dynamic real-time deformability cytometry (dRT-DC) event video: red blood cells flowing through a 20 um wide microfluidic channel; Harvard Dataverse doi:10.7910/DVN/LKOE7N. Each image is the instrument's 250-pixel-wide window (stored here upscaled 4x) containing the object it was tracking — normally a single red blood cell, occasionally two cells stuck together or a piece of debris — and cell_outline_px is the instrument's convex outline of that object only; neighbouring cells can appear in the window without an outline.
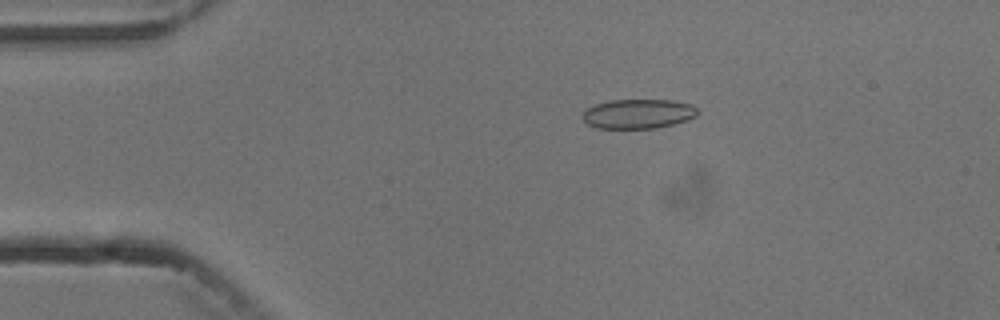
{"species": "common noctule bat (a hibernating species)", "species_latin": "Nyctalus noctula", "temperature_condition": "cold", "stored_images_in_passage": 8, "camera_frame_rate_fps": 3000, "um_per_image_px": 0.085, "animal": {"sex": "male", "body_mass_g": 13.3}, "frame": {"image": 1, "passage_image": 3, "time_ms": 3.333, "image_size_px": [1000, 320], "cell_outline_px": [[700, 112], [696, 116], [688, 120], [656, 128], [596, 128], [588, 124], [584, 120], [584, 112], [588, 108], [596, 104], [612, 100], [672, 100], [692, 104]], "centroid_in_image_um": [54.3, 9.67], "position_along_channel_um": 30.7, "area_um2": 19.65}}
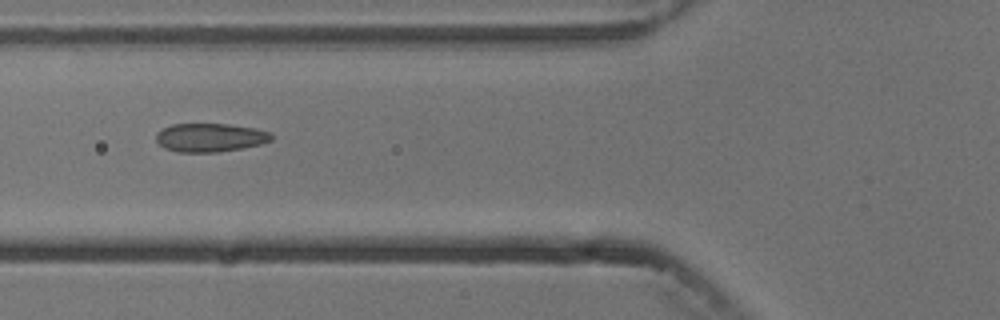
{"frame": {"image": 2, "passage_image": 6, "time_ms": 6.667, "image_size_px": [1000, 320], "cell_outline_px": [[272, 140], [260, 144], [240, 148], [216, 152], [176, 152], [164, 148], [156, 140], [156, 132], [172, 124], [228, 124], [256, 128], [268, 132], [272, 136]], "centroid_in_image_um": [17.83, 11.69], "position_along_channel_um": 108.0, "area_um2": 19.07}}
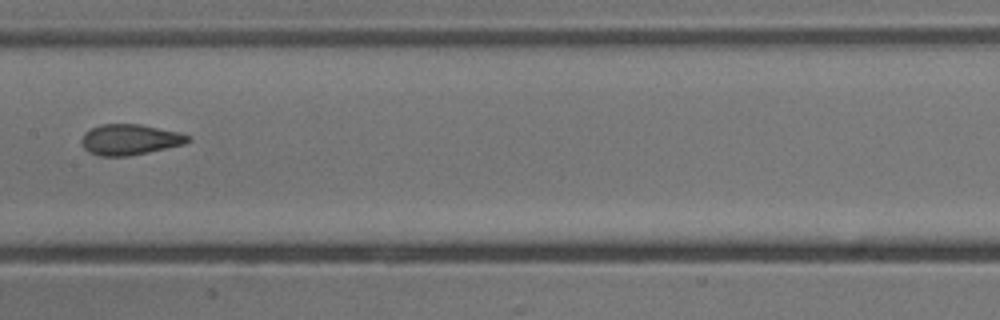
{"frame": {"image": 3, "passage_image": 8, "time_ms": 9.0, "image_size_px": [1000, 320], "cell_outline_px": [[192, 140], [184, 144], [128, 156], [100, 156], [88, 152], [84, 148], [80, 140], [84, 132], [100, 124], [140, 124], [180, 132], [192, 136]], "centroid_in_image_um": [11.04, 11.86], "position_along_channel_um": 196.4, "area_um2": 19.13}}